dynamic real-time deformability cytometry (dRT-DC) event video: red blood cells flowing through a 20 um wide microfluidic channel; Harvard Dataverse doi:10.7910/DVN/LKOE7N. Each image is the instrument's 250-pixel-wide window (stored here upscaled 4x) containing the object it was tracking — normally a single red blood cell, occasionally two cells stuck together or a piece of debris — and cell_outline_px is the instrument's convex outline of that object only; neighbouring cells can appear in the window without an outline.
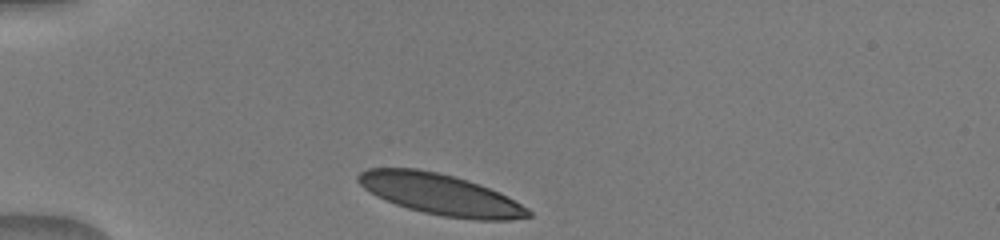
{"species": "human", "species_latin": "Homo sapiens", "temperature_condition": "warm", "stored_images_in_passage": 33, "camera_frame_rate_fps": 3000, "um_per_image_px": 0.085, "donor": {"sex": "male"}, "frame": {"image": 1, "passage_image": 1, "time_ms": 0.0, "image_size_px": [1000, 240], "cell_outline_px": [[532, 216], [512, 220], [476, 220], [444, 216], [424, 212], [408, 208], [396, 204], [376, 196], [364, 188], [356, 180], [356, 176], [360, 172], [368, 168], [416, 168], [436, 172], [468, 180], [480, 184], [500, 192], [508, 196], [528, 208], [532, 212]], "centroid_in_image_um": [37.46, 16.52], "position_along_channel_um": 47.5, "area_um2": 40.58}}
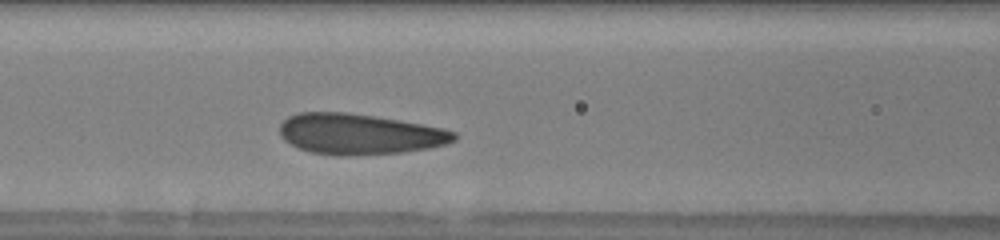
{"frame": {"image": 2, "passage_image": 10, "time_ms": 3.0, "image_size_px": [1000, 240], "cell_outline_px": [[456, 140], [444, 144], [428, 148], [400, 152], [348, 156], [336, 156], [312, 152], [300, 148], [284, 140], [280, 136], [280, 124], [288, 116], [300, 112], [344, 112], [372, 116], [444, 128], [456, 132]], "centroid_in_image_um": [30.52, 11.4], "position_along_channel_um": 136.1, "area_um2": 41.04}}
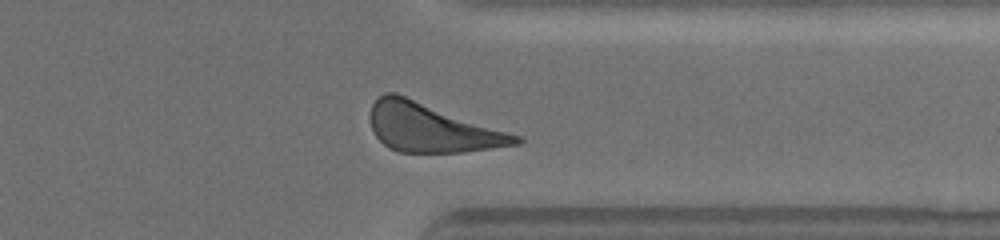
{"frame": {"image": 3, "passage_image": 28, "time_ms": 9.0, "image_size_px": [1000, 240], "cell_outline_px": [[524, 140], [520, 144], [464, 152], [400, 152], [388, 148], [376, 136], [372, 128], [372, 104], [380, 96], [388, 92], [396, 92], [524, 136]], "centroid_in_image_um": [36.78, 10.86], "position_along_channel_um": 374.6, "area_um2": 41.44}}